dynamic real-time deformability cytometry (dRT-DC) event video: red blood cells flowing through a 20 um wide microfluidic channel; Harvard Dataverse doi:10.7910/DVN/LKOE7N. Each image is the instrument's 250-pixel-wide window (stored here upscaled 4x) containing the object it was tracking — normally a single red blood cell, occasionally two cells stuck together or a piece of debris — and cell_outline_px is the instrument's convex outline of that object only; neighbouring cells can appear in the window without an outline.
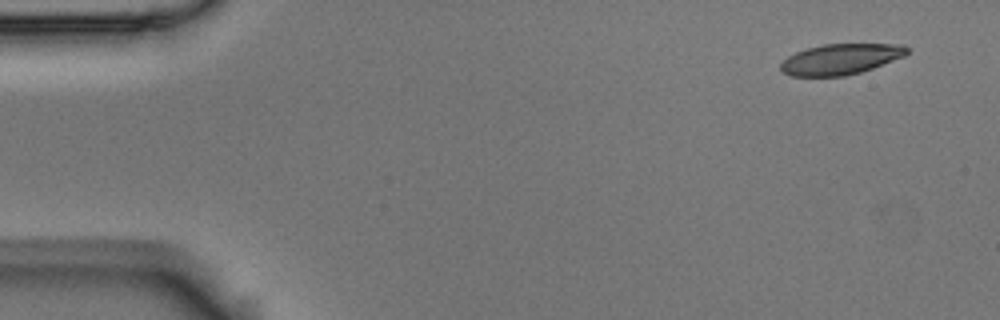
{"species": "Egyptian fruit bat (a non-hibernating species)", "species_latin": "Rousettus aegyptiacus", "temperature_condition": "room temperature", "stored_images_in_passage": 5, "camera_frame_rate_fps": 3000, "um_per_image_px": 0.085, "animal": {"sex": "male"}, "frame": {"image": 1, "passage_image": 1, "time_ms": 0.0, "image_size_px": [1000, 320], "cell_outline_px": [[908, 52], [904, 56], [872, 68], [860, 72], [844, 76], [792, 76], [780, 72], [780, 64], [788, 56], [796, 52], [808, 48], [824, 44], [904, 44], [908, 48]], "centroid_in_image_um": [71.43, 5.03], "position_along_channel_um": 13.6, "area_um2": 22.48}}
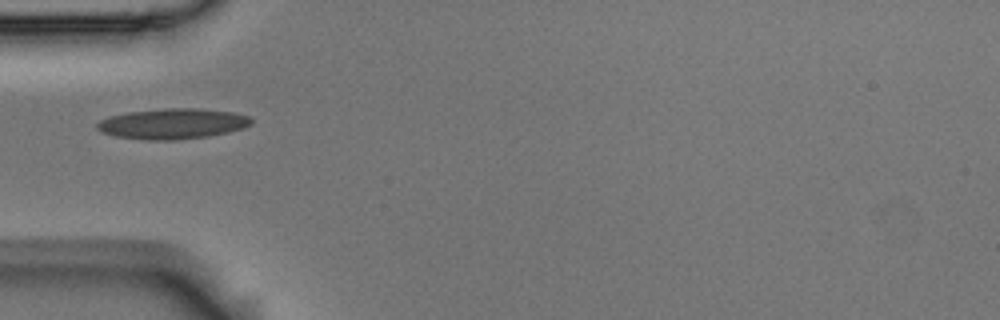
{"frame": {"image": 2, "passage_image": 5, "time_ms": 1.333, "image_size_px": [1000, 320], "cell_outline_px": [[252, 124], [244, 128], [228, 132], [208, 136], [176, 140], [144, 140], [116, 136], [104, 132], [96, 128], [96, 124], [100, 120], [108, 116], [128, 112], [164, 108], [196, 108], [232, 112], [248, 116], [252, 120]], "centroid_in_image_um": [14.67, 10.51], "position_along_channel_um": 70.3, "area_um2": 27.4}}